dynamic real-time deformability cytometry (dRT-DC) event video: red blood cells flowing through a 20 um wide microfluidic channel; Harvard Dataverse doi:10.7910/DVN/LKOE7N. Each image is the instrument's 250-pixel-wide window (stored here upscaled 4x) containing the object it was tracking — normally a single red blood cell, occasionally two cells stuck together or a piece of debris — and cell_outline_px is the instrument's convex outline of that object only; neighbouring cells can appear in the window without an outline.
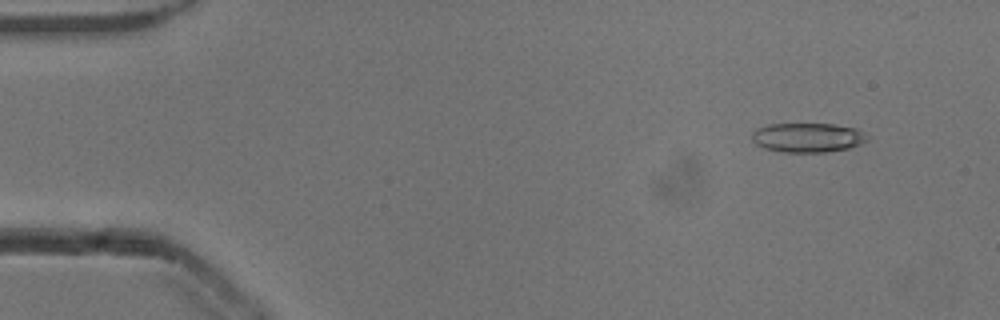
{"species": "common noctule bat (a hibernating species)", "species_latin": "Nyctalus noctula", "temperature_condition": "cold", "stored_images_in_passage": 47, "camera_frame_rate_fps": 3000, "um_per_image_px": 0.085, "animal": {"sex": "male", "body_mass_g": 13.3}, "frame": {"image": 1, "passage_image": 5, "time_ms": 1.333, "image_size_px": [1000, 320], "cell_outline_px": [[868, 140], [860, 144], [848, 148], [828, 152], [780, 152], [764, 148], [756, 144], [752, 140], [752, 132], [756, 128], [768, 124], [836, 124], [856, 128]], "centroid_in_image_um": [68.59, 11.69], "position_along_channel_um": 16.4, "area_um2": 19.71}}
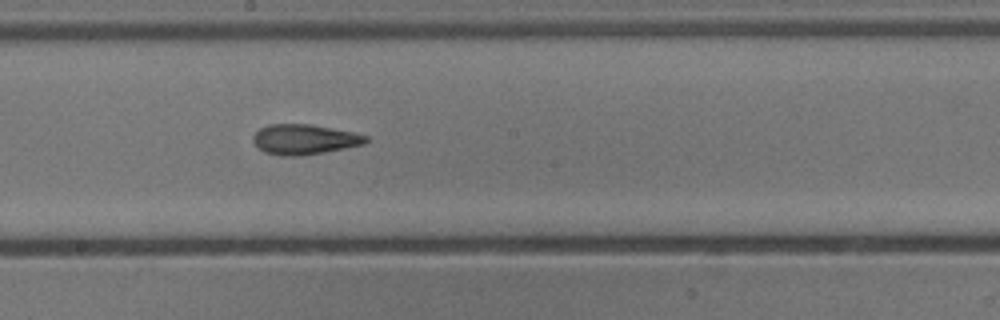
{"frame": {"image": 2, "passage_image": 29, "time_ms": 9.333, "image_size_px": [1000, 320], "cell_outline_px": [[368, 140], [364, 144], [304, 156], [280, 156], [264, 152], [252, 140], [252, 136], [260, 128], [268, 124], [308, 124], [352, 132], [368, 136]], "centroid_in_image_um": [25.84, 11.85], "position_along_channel_um": 222.4, "area_um2": 19.71}}
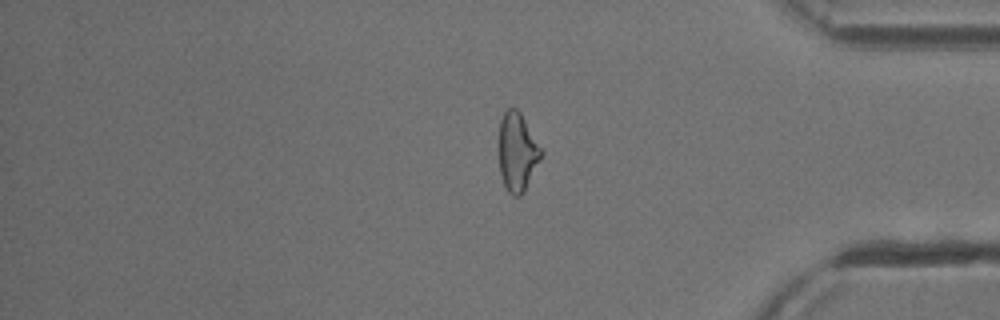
{"frame": {"image": 3, "passage_image": 44, "time_ms": 14.333, "image_size_px": [1000, 320], "cell_outline_px": [[544, 152], [524, 192], [520, 196], [512, 196], [508, 192], [504, 184], [500, 172], [496, 148], [500, 120], [504, 112], [508, 108], [516, 108], [520, 112]], "centroid_in_image_um": [43.93, 12.91], "position_along_channel_um": 391.3, "area_um2": 19.88}}